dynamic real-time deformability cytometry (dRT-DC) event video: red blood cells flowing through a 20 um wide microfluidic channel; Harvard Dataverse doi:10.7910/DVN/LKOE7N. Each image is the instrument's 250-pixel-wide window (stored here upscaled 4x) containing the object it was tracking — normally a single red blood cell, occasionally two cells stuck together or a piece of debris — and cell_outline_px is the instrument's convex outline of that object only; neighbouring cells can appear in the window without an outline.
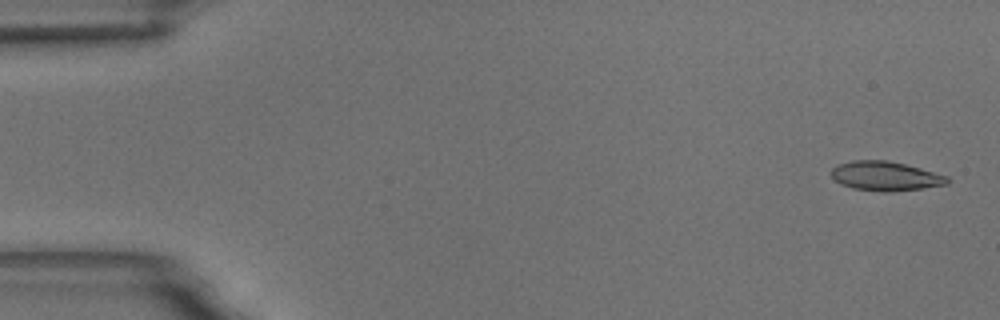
{"species": "common noctule bat (a hibernating species)", "species_latin": "Nyctalus noctula", "temperature_condition": "room temperature", "stored_images_in_passage": 58, "camera_frame_rate_fps": 3000, "um_per_image_px": 0.085, "animal": {"sex": "male", "body_mass_g": 18.8}, "frame": {"image": 1, "passage_image": 2, "time_ms": 0.333, "image_size_px": [1000, 320], "cell_outline_px": [[948, 184], [892, 192], [884, 192], [852, 188], [840, 184], [832, 176], [832, 168], [836, 164], [852, 160], [888, 160], [920, 168], [948, 176]], "centroid_in_image_um": [75.23, 14.96], "position_along_channel_um": 9.8, "area_um2": 19.77}}
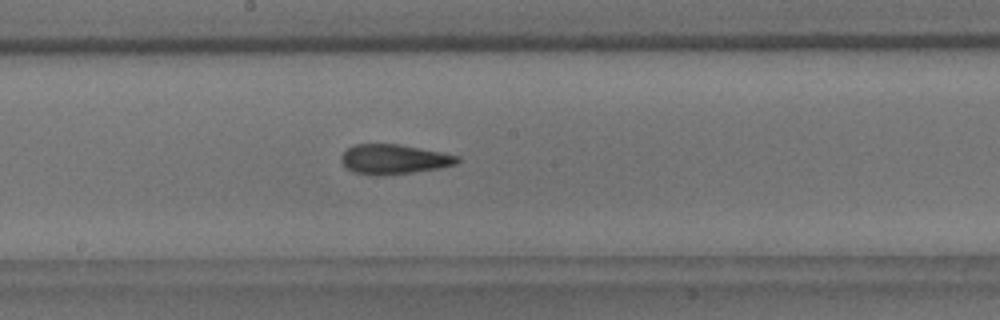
{"frame": {"image": 2, "passage_image": 31, "time_ms": 10.0, "image_size_px": [1000, 320], "cell_outline_px": [[460, 160], [456, 164], [440, 168], [412, 172], [352, 172], [340, 160], [340, 156], [348, 148], [356, 144], [396, 144], [420, 148], [460, 156]], "centroid_in_image_um": [33.53, 13.48], "position_along_channel_um": 214.7, "area_um2": 19.13}}
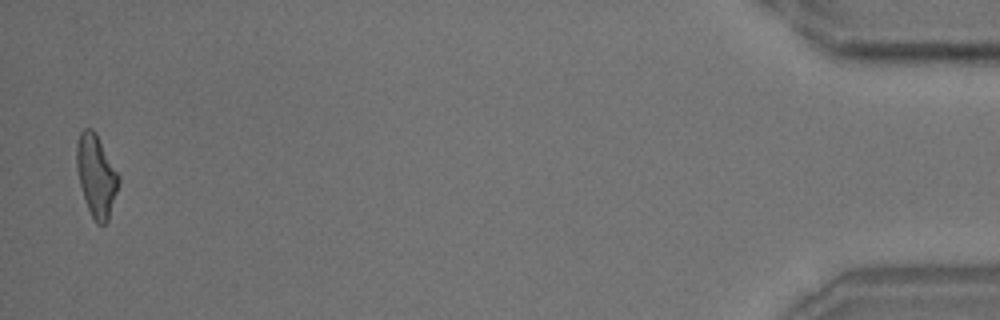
{"frame": {"image": 3, "passage_image": 57, "time_ms": 18.667, "image_size_px": [1000, 320], "cell_outline_px": [[120, 180], [108, 220], [104, 224], [96, 224], [88, 208], [80, 184], [76, 164], [76, 144], [80, 132], [84, 128], [92, 128], [96, 132], [120, 176]], "centroid_in_image_um": [8.18, 14.89], "position_along_channel_um": 427.0, "area_um2": 19.94}, "authors_computed_cell_mechanics": {"area_um2": 19.9988, "velocity_mm_per_s": 3.4839, "shape_relaxation_time_tau1_ms": 10.3678, "shape_relaxation_time_tau2_ms": 2.2474, "deformation_change_tau1": 0.2401, "deformation_change_tau2": 0.1092}}